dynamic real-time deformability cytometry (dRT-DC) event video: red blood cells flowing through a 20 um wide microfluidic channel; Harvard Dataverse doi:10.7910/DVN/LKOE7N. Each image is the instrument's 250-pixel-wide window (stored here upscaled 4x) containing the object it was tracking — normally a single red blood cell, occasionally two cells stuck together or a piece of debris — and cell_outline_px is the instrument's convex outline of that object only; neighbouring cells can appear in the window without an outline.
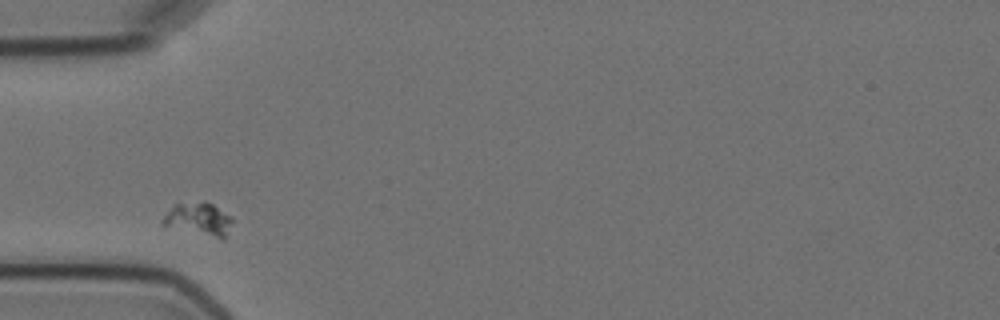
{"species": "Egyptian fruit bat (a non-hibernating species)", "species_latin": "Rousettus aegyptiacus", "temperature_condition": "cold", "stored_images_in_passage": 2, "camera_frame_rate_fps": 3000, "um_per_image_px": 0.085, "animal": {"sex": "female"}, "frame": {"image": 1, "passage_image": 1, "time_ms": 0.0, "image_size_px": [1000, 320], "cell_outline_px": [[232, 220], [224, 240], [160, 228], [160, 220], [176, 204], [204, 200], [212, 204], [228, 216]], "centroid_in_image_um": [16.77, 18.69], "position_along_channel_um": 68.2, "area_um2": 13.87}}
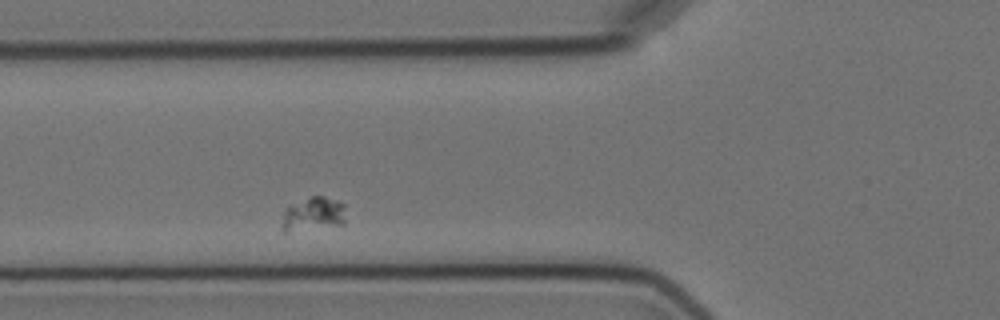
{"frame": {"image": 2, "passage_image": 2, "time_ms": 1.0, "image_size_px": [1000, 320], "cell_outline_px": [[344, 224], [284, 232], [280, 232], [280, 228], [284, 212], [288, 204], [312, 196], [324, 196], [336, 200], [344, 204]], "centroid_in_image_um": [26.57, 18.19], "position_along_channel_um": 99.2, "area_um2": 12.66}}